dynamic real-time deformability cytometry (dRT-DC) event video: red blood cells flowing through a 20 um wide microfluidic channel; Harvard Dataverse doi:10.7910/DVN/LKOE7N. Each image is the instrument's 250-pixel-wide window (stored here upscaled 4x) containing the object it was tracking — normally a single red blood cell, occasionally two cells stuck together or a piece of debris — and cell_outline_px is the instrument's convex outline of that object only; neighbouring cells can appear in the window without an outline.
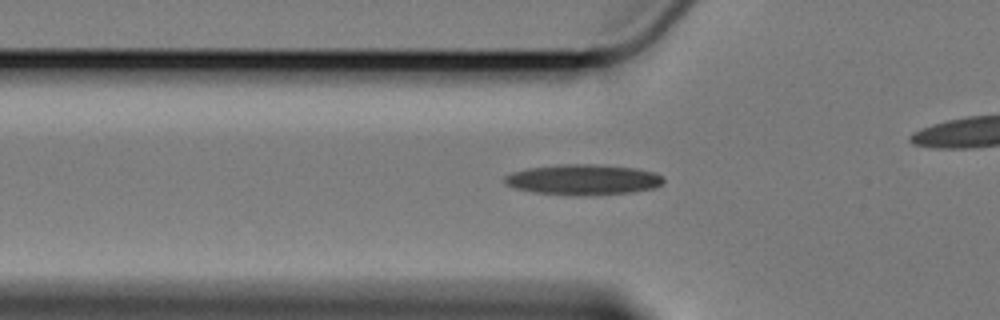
{"species": "Egyptian fruit bat (a non-hibernating species)", "species_latin": "Rousettus aegyptiacus", "temperature_condition": "cold", "stored_images_in_passage": 50, "camera_frame_rate_fps": 3000, "um_per_image_px": 0.085, "animal": {"sex": "female"}, "frame": {"image": 1, "passage_image": 19, "time_ms": 6.0, "image_size_px": [1000, 320], "cell_outline_px": [[664, 180], [656, 188], [632, 192], [592, 196], [568, 196], [532, 192], [516, 188], [504, 184], [504, 176], [512, 172], [528, 168], [564, 164], [592, 164], [636, 168], [656, 172]], "centroid_in_image_um": [49.55, 15.29], "position_along_channel_um": 76.2, "area_um2": 28.61}}
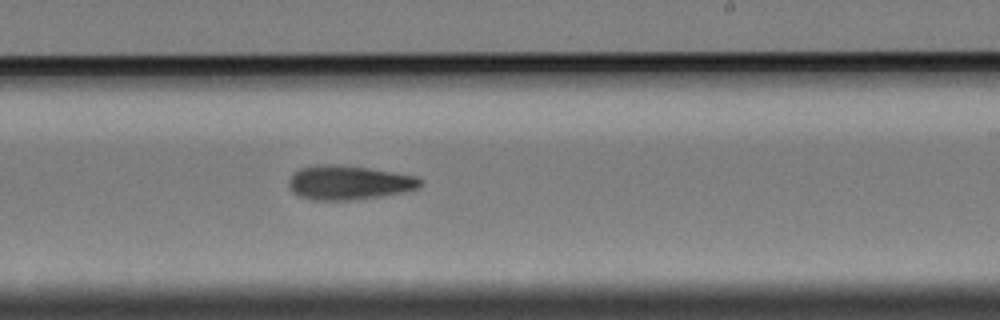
{"frame": {"image": 2, "passage_image": 35, "time_ms": 11.333, "image_size_px": [1000, 320], "cell_outline_px": [[424, 184], [420, 188], [408, 192], [384, 196], [356, 200], [312, 200], [300, 196], [292, 192], [288, 184], [288, 180], [300, 168], [324, 164], [328, 164], [368, 168], [416, 176], [424, 180]], "centroid_in_image_um": [29.73, 15.54], "position_along_channel_um": 259.3, "area_um2": 26.41}}
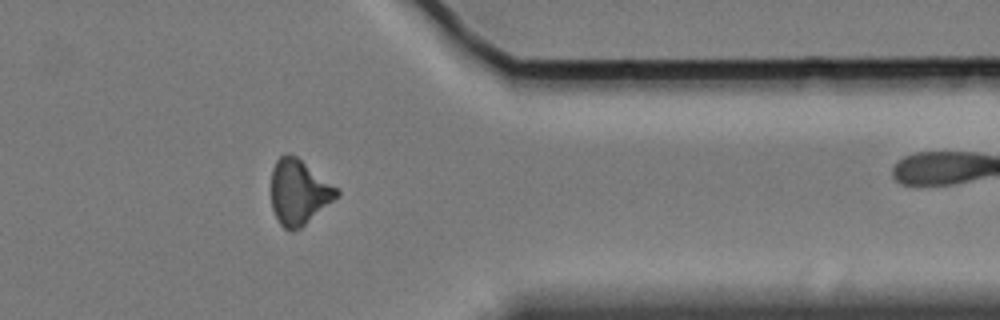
{"frame": {"image": 3, "passage_image": 47, "time_ms": 15.333, "image_size_px": [1000, 320], "cell_outline_px": [[340, 192], [332, 200], [300, 228], [292, 232], [284, 228], [280, 224], [272, 208], [272, 168], [276, 160], [284, 152], [288, 152], [296, 156], [340, 188]], "centroid_in_image_um": [25.39, 16.29], "position_along_channel_um": 386.0, "area_um2": 24.68}}